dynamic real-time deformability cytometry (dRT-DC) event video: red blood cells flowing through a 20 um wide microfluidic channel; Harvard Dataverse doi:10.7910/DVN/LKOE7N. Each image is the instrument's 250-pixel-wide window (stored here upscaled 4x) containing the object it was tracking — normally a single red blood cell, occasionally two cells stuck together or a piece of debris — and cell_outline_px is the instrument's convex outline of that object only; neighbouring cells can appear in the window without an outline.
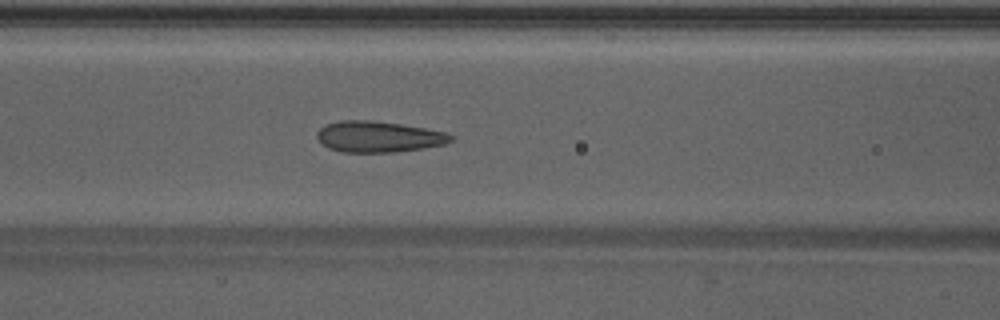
{"species": "Egyptian fruit bat (a non-hibernating species)", "species_latin": "Rousettus aegyptiacus", "temperature_condition": "warm", "stored_images_in_passage": 47, "camera_frame_rate_fps": 3000, "um_per_image_px": 0.085, "animal": {"sex": "male"}, "frame": {"image": 1, "passage_image": 20, "time_ms": 6.333, "image_size_px": [1000, 320], "cell_outline_px": [[452, 140], [444, 144], [424, 148], [396, 152], [344, 152], [328, 148], [320, 144], [316, 136], [316, 132], [324, 124], [340, 120], [372, 120], [400, 124], [424, 128], [444, 132], [452, 136]], "centroid_in_image_um": [32.1, 11.62], "position_along_channel_um": 134.5, "area_um2": 24.28}}
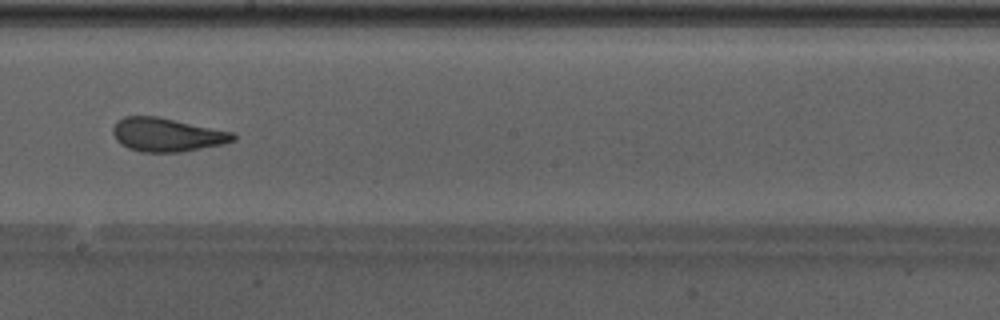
{"frame": {"image": 2, "passage_image": 27, "time_ms": 8.667, "image_size_px": [1000, 320], "cell_outline_px": [[236, 140], [224, 144], [180, 152], [140, 152], [128, 148], [120, 144], [116, 140], [112, 132], [112, 128], [116, 120], [124, 116], [156, 116], [236, 132]], "centroid_in_image_um": [14.19, 11.45], "position_along_channel_um": 234.0, "area_um2": 23.87}}
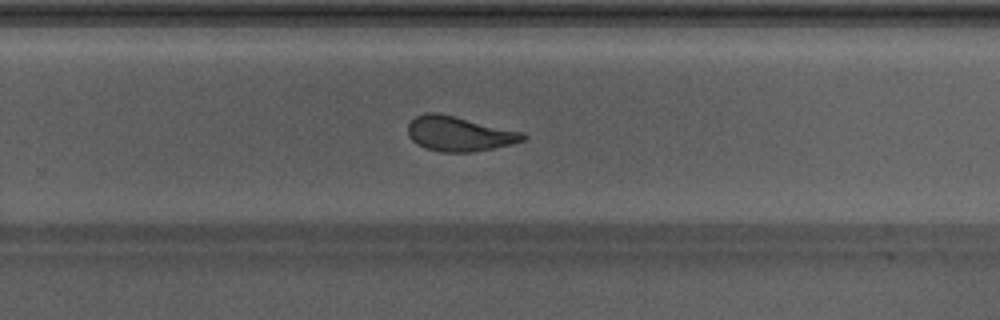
{"frame": {"image": 3, "passage_image": 31, "time_ms": 10.0, "image_size_px": [1000, 320], "cell_outline_px": [[528, 136], [524, 140], [512, 144], [472, 152], [440, 152], [424, 148], [416, 144], [408, 136], [408, 124], [416, 116], [428, 112], [436, 112], [524, 132]], "centroid_in_image_um": [39.02, 11.38], "position_along_channel_um": 290.8, "area_um2": 23.35}, "authors_computed_cell_mechanics": {"area_um2": 23.987, "velocity_mm_per_s": 4.2729, "shape_relaxation_time_tau1_ms": 5.5025, "shape_relaxation_time_tau2_ms": 1.036, "deformation_change_tau1": 0.1867, "deformation_change_tau2": 0.0933}}